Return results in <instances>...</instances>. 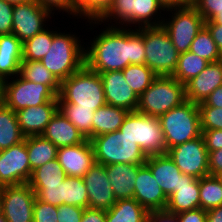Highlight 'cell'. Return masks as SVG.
I'll use <instances>...</instances> for the list:
<instances>
[{
  "instance_id": "1",
  "label": "cell",
  "mask_w": 222,
  "mask_h": 222,
  "mask_svg": "<svg viewBox=\"0 0 222 222\" xmlns=\"http://www.w3.org/2000/svg\"><path fill=\"white\" fill-rule=\"evenodd\" d=\"M135 29L106 27L93 38L91 47H86L85 65L94 72L104 73L122 71L130 64H145L143 27Z\"/></svg>"
},
{
  "instance_id": "2",
  "label": "cell",
  "mask_w": 222,
  "mask_h": 222,
  "mask_svg": "<svg viewBox=\"0 0 222 222\" xmlns=\"http://www.w3.org/2000/svg\"><path fill=\"white\" fill-rule=\"evenodd\" d=\"M58 104H75L76 107L91 108L94 111L105 105L104 87L99 73L84 65L62 81Z\"/></svg>"
},
{
  "instance_id": "3",
  "label": "cell",
  "mask_w": 222,
  "mask_h": 222,
  "mask_svg": "<svg viewBox=\"0 0 222 222\" xmlns=\"http://www.w3.org/2000/svg\"><path fill=\"white\" fill-rule=\"evenodd\" d=\"M73 34L53 31V41L47 55L40 61L61 83L85 65V48Z\"/></svg>"
},
{
  "instance_id": "4",
  "label": "cell",
  "mask_w": 222,
  "mask_h": 222,
  "mask_svg": "<svg viewBox=\"0 0 222 222\" xmlns=\"http://www.w3.org/2000/svg\"><path fill=\"white\" fill-rule=\"evenodd\" d=\"M166 150L202 136L197 103L185 101L159 117Z\"/></svg>"
},
{
  "instance_id": "5",
  "label": "cell",
  "mask_w": 222,
  "mask_h": 222,
  "mask_svg": "<svg viewBox=\"0 0 222 222\" xmlns=\"http://www.w3.org/2000/svg\"><path fill=\"white\" fill-rule=\"evenodd\" d=\"M186 101L185 85L172 76H157L138 97L136 111L152 117H160Z\"/></svg>"
},
{
  "instance_id": "6",
  "label": "cell",
  "mask_w": 222,
  "mask_h": 222,
  "mask_svg": "<svg viewBox=\"0 0 222 222\" xmlns=\"http://www.w3.org/2000/svg\"><path fill=\"white\" fill-rule=\"evenodd\" d=\"M90 141L96 163L105 166L117 163L143 165L148 157L135 141L120 130L97 135Z\"/></svg>"
},
{
  "instance_id": "7",
  "label": "cell",
  "mask_w": 222,
  "mask_h": 222,
  "mask_svg": "<svg viewBox=\"0 0 222 222\" xmlns=\"http://www.w3.org/2000/svg\"><path fill=\"white\" fill-rule=\"evenodd\" d=\"M146 50L145 65L157 76H171L176 69L179 52L167 31L161 26L143 27Z\"/></svg>"
},
{
  "instance_id": "8",
  "label": "cell",
  "mask_w": 222,
  "mask_h": 222,
  "mask_svg": "<svg viewBox=\"0 0 222 222\" xmlns=\"http://www.w3.org/2000/svg\"><path fill=\"white\" fill-rule=\"evenodd\" d=\"M119 130L135 141L147 156L166 154V143L158 117L129 112Z\"/></svg>"
},
{
  "instance_id": "9",
  "label": "cell",
  "mask_w": 222,
  "mask_h": 222,
  "mask_svg": "<svg viewBox=\"0 0 222 222\" xmlns=\"http://www.w3.org/2000/svg\"><path fill=\"white\" fill-rule=\"evenodd\" d=\"M166 11L175 12L171 16L172 20H166V22L165 19L163 20L162 27L167 31L179 53L189 51L196 35L204 28L205 19L191 3L182 7L170 8Z\"/></svg>"
},
{
  "instance_id": "10",
  "label": "cell",
  "mask_w": 222,
  "mask_h": 222,
  "mask_svg": "<svg viewBox=\"0 0 222 222\" xmlns=\"http://www.w3.org/2000/svg\"><path fill=\"white\" fill-rule=\"evenodd\" d=\"M15 77L17 79L11 82H8L9 79L5 80L3 99V104L14 112L48 101H58V96L48 86L28 81L19 74Z\"/></svg>"
},
{
  "instance_id": "11",
  "label": "cell",
  "mask_w": 222,
  "mask_h": 222,
  "mask_svg": "<svg viewBox=\"0 0 222 222\" xmlns=\"http://www.w3.org/2000/svg\"><path fill=\"white\" fill-rule=\"evenodd\" d=\"M160 10L165 11L166 9L159 0H114L112 9L100 22L115 18L117 21L119 20L120 24L123 22L121 25L138 24L139 28L161 26L163 19L157 18L156 21L155 17V20L152 21Z\"/></svg>"
},
{
  "instance_id": "12",
  "label": "cell",
  "mask_w": 222,
  "mask_h": 222,
  "mask_svg": "<svg viewBox=\"0 0 222 222\" xmlns=\"http://www.w3.org/2000/svg\"><path fill=\"white\" fill-rule=\"evenodd\" d=\"M35 199L28 183L0 187V210L7 222H33Z\"/></svg>"
},
{
  "instance_id": "13",
  "label": "cell",
  "mask_w": 222,
  "mask_h": 222,
  "mask_svg": "<svg viewBox=\"0 0 222 222\" xmlns=\"http://www.w3.org/2000/svg\"><path fill=\"white\" fill-rule=\"evenodd\" d=\"M167 154L184 174L198 179L210 175L209 152L202 136L170 148Z\"/></svg>"
},
{
  "instance_id": "14",
  "label": "cell",
  "mask_w": 222,
  "mask_h": 222,
  "mask_svg": "<svg viewBox=\"0 0 222 222\" xmlns=\"http://www.w3.org/2000/svg\"><path fill=\"white\" fill-rule=\"evenodd\" d=\"M31 175L26 137L18 144L0 150V187L28 183Z\"/></svg>"
},
{
  "instance_id": "15",
  "label": "cell",
  "mask_w": 222,
  "mask_h": 222,
  "mask_svg": "<svg viewBox=\"0 0 222 222\" xmlns=\"http://www.w3.org/2000/svg\"><path fill=\"white\" fill-rule=\"evenodd\" d=\"M51 13L35 0L14 5L12 33L24 43L42 32Z\"/></svg>"
},
{
  "instance_id": "16",
  "label": "cell",
  "mask_w": 222,
  "mask_h": 222,
  "mask_svg": "<svg viewBox=\"0 0 222 222\" xmlns=\"http://www.w3.org/2000/svg\"><path fill=\"white\" fill-rule=\"evenodd\" d=\"M88 197L89 208L109 210L117 201L106 173L105 165L95 163L82 177Z\"/></svg>"
},
{
  "instance_id": "17",
  "label": "cell",
  "mask_w": 222,
  "mask_h": 222,
  "mask_svg": "<svg viewBox=\"0 0 222 222\" xmlns=\"http://www.w3.org/2000/svg\"><path fill=\"white\" fill-rule=\"evenodd\" d=\"M57 160L66 176L83 177L96 163L93 145L90 140L72 146L60 147Z\"/></svg>"
},
{
  "instance_id": "18",
  "label": "cell",
  "mask_w": 222,
  "mask_h": 222,
  "mask_svg": "<svg viewBox=\"0 0 222 222\" xmlns=\"http://www.w3.org/2000/svg\"><path fill=\"white\" fill-rule=\"evenodd\" d=\"M135 180L133 198L141 206L147 211L166 209L168 198L146 164L139 167Z\"/></svg>"
},
{
  "instance_id": "19",
  "label": "cell",
  "mask_w": 222,
  "mask_h": 222,
  "mask_svg": "<svg viewBox=\"0 0 222 222\" xmlns=\"http://www.w3.org/2000/svg\"><path fill=\"white\" fill-rule=\"evenodd\" d=\"M99 75L103 82L106 104L129 112L136 111L138 96L126 82L122 71H109Z\"/></svg>"
},
{
  "instance_id": "20",
  "label": "cell",
  "mask_w": 222,
  "mask_h": 222,
  "mask_svg": "<svg viewBox=\"0 0 222 222\" xmlns=\"http://www.w3.org/2000/svg\"><path fill=\"white\" fill-rule=\"evenodd\" d=\"M219 86H222V60L210 62L200 74L185 84V98L199 104Z\"/></svg>"
},
{
  "instance_id": "21",
  "label": "cell",
  "mask_w": 222,
  "mask_h": 222,
  "mask_svg": "<svg viewBox=\"0 0 222 222\" xmlns=\"http://www.w3.org/2000/svg\"><path fill=\"white\" fill-rule=\"evenodd\" d=\"M58 111V101H48L39 106H31L16 112L22 134L27 136L41 135L47 124Z\"/></svg>"
},
{
  "instance_id": "22",
  "label": "cell",
  "mask_w": 222,
  "mask_h": 222,
  "mask_svg": "<svg viewBox=\"0 0 222 222\" xmlns=\"http://www.w3.org/2000/svg\"><path fill=\"white\" fill-rule=\"evenodd\" d=\"M145 164L150 168L156 182L167 198L173 192L178 191L181 185L182 172L167 153L150 155Z\"/></svg>"
},
{
  "instance_id": "23",
  "label": "cell",
  "mask_w": 222,
  "mask_h": 222,
  "mask_svg": "<svg viewBox=\"0 0 222 222\" xmlns=\"http://www.w3.org/2000/svg\"><path fill=\"white\" fill-rule=\"evenodd\" d=\"M198 208H200L199 179L182 173L181 185L178 191L168 197L166 210L179 214Z\"/></svg>"
},
{
  "instance_id": "24",
  "label": "cell",
  "mask_w": 222,
  "mask_h": 222,
  "mask_svg": "<svg viewBox=\"0 0 222 222\" xmlns=\"http://www.w3.org/2000/svg\"><path fill=\"white\" fill-rule=\"evenodd\" d=\"M58 148L80 144L86 140L84 135L59 110L41 134Z\"/></svg>"
},
{
  "instance_id": "25",
  "label": "cell",
  "mask_w": 222,
  "mask_h": 222,
  "mask_svg": "<svg viewBox=\"0 0 222 222\" xmlns=\"http://www.w3.org/2000/svg\"><path fill=\"white\" fill-rule=\"evenodd\" d=\"M141 165L117 163L106 165V173L113 190V194L118 199L133 198L134 184L138 169Z\"/></svg>"
},
{
  "instance_id": "26",
  "label": "cell",
  "mask_w": 222,
  "mask_h": 222,
  "mask_svg": "<svg viewBox=\"0 0 222 222\" xmlns=\"http://www.w3.org/2000/svg\"><path fill=\"white\" fill-rule=\"evenodd\" d=\"M22 61L23 43L13 33L0 35V76L14 79Z\"/></svg>"
},
{
  "instance_id": "27",
  "label": "cell",
  "mask_w": 222,
  "mask_h": 222,
  "mask_svg": "<svg viewBox=\"0 0 222 222\" xmlns=\"http://www.w3.org/2000/svg\"><path fill=\"white\" fill-rule=\"evenodd\" d=\"M128 113L126 109L109 104L98 108L93 114L92 138L119 130Z\"/></svg>"
},
{
  "instance_id": "28",
  "label": "cell",
  "mask_w": 222,
  "mask_h": 222,
  "mask_svg": "<svg viewBox=\"0 0 222 222\" xmlns=\"http://www.w3.org/2000/svg\"><path fill=\"white\" fill-rule=\"evenodd\" d=\"M147 213L134 198L118 199L106 211V222H146Z\"/></svg>"
},
{
  "instance_id": "29",
  "label": "cell",
  "mask_w": 222,
  "mask_h": 222,
  "mask_svg": "<svg viewBox=\"0 0 222 222\" xmlns=\"http://www.w3.org/2000/svg\"><path fill=\"white\" fill-rule=\"evenodd\" d=\"M26 147L31 172L57 158L58 147L42 135L27 136Z\"/></svg>"
},
{
  "instance_id": "30",
  "label": "cell",
  "mask_w": 222,
  "mask_h": 222,
  "mask_svg": "<svg viewBox=\"0 0 222 222\" xmlns=\"http://www.w3.org/2000/svg\"><path fill=\"white\" fill-rule=\"evenodd\" d=\"M16 112L0 104V150L8 149L24 140Z\"/></svg>"
},
{
  "instance_id": "31",
  "label": "cell",
  "mask_w": 222,
  "mask_h": 222,
  "mask_svg": "<svg viewBox=\"0 0 222 222\" xmlns=\"http://www.w3.org/2000/svg\"><path fill=\"white\" fill-rule=\"evenodd\" d=\"M19 75L28 81L48 86L58 96L61 83L40 61H22Z\"/></svg>"
},
{
  "instance_id": "32",
  "label": "cell",
  "mask_w": 222,
  "mask_h": 222,
  "mask_svg": "<svg viewBox=\"0 0 222 222\" xmlns=\"http://www.w3.org/2000/svg\"><path fill=\"white\" fill-rule=\"evenodd\" d=\"M209 63L206 59L197 56L191 51L180 53L176 69L171 76L185 85L200 74Z\"/></svg>"
},
{
  "instance_id": "33",
  "label": "cell",
  "mask_w": 222,
  "mask_h": 222,
  "mask_svg": "<svg viewBox=\"0 0 222 222\" xmlns=\"http://www.w3.org/2000/svg\"><path fill=\"white\" fill-rule=\"evenodd\" d=\"M58 110L84 135L92 139V122L94 110L85 107H76L75 104H58Z\"/></svg>"
},
{
  "instance_id": "34",
  "label": "cell",
  "mask_w": 222,
  "mask_h": 222,
  "mask_svg": "<svg viewBox=\"0 0 222 222\" xmlns=\"http://www.w3.org/2000/svg\"><path fill=\"white\" fill-rule=\"evenodd\" d=\"M200 208L210 210L222 205V182L218 176L199 179Z\"/></svg>"
},
{
  "instance_id": "35",
  "label": "cell",
  "mask_w": 222,
  "mask_h": 222,
  "mask_svg": "<svg viewBox=\"0 0 222 222\" xmlns=\"http://www.w3.org/2000/svg\"><path fill=\"white\" fill-rule=\"evenodd\" d=\"M126 82L139 97L157 75L145 64H130L122 70Z\"/></svg>"
},
{
  "instance_id": "36",
  "label": "cell",
  "mask_w": 222,
  "mask_h": 222,
  "mask_svg": "<svg viewBox=\"0 0 222 222\" xmlns=\"http://www.w3.org/2000/svg\"><path fill=\"white\" fill-rule=\"evenodd\" d=\"M53 41V31L44 29L23 43V61H41Z\"/></svg>"
},
{
  "instance_id": "37",
  "label": "cell",
  "mask_w": 222,
  "mask_h": 222,
  "mask_svg": "<svg viewBox=\"0 0 222 222\" xmlns=\"http://www.w3.org/2000/svg\"><path fill=\"white\" fill-rule=\"evenodd\" d=\"M66 177V173L56 158L33 170L28 184L59 185L65 180Z\"/></svg>"
},
{
  "instance_id": "38",
  "label": "cell",
  "mask_w": 222,
  "mask_h": 222,
  "mask_svg": "<svg viewBox=\"0 0 222 222\" xmlns=\"http://www.w3.org/2000/svg\"><path fill=\"white\" fill-rule=\"evenodd\" d=\"M89 197L82 177L67 176L63 181V204L87 208Z\"/></svg>"
},
{
  "instance_id": "39",
  "label": "cell",
  "mask_w": 222,
  "mask_h": 222,
  "mask_svg": "<svg viewBox=\"0 0 222 222\" xmlns=\"http://www.w3.org/2000/svg\"><path fill=\"white\" fill-rule=\"evenodd\" d=\"M189 51L206 59L208 62H217L222 60V54L218 50L215 41L212 39L210 32L205 26L196 35L190 45Z\"/></svg>"
},
{
  "instance_id": "40",
  "label": "cell",
  "mask_w": 222,
  "mask_h": 222,
  "mask_svg": "<svg viewBox=\"0 0 222 222\" xmlns=\"http://www.w3.org/2000/svg\"><path fill=\"white\" fill-rule=\"evenodd\" d=\"M114 0H75L76 16L99 23L112 9Z\"/></svg>"
},
{
  "instance_id": "41",
  "label": "cell",
  "mask_w": 222,
  "mask_h": 222,
  "mask_svg": "<svg viewBox=\"0 0 222 222\" xmlns=\"http://www.w3.org/2000/svg\"><path fill=\"white\" fill-rule=\"evenodd\" d=\"M35 192L36 198L53 206L63 204V182L59 185H29Z\"/></svg>"
},
{
  "instance_id": "42",
  "label": "cell",
  "mask_w": 222,
  "mask_h": 222,
  "mask_svg": "<svg viewBox=\"0 0 222 222\" xmlns=\"http://www.w3.org/2000/svg\"><path fill=\"white\" fill-rule=\"evenodd\" d=\"M201 130H222V109L214 106H198Z\"/></svg>"
},
{
  "instance_id": "43",
  "label": "cell",
  "mask_w": 222,
  "mask_h": 222,
  "mask_svg": "<svg viewBox=\"0 0 222 222\" xmlns=\"http://www.w3.org/2000/svg\"><path fill=\"white\" fill-rule=\"evenodd\" d=\"M57 207L35 199L33 222H57Z\"/></svg>"
},
{
  "instance_id": "44",
  "label": "cell",
  "mask_w": 222,
  "mask_h": 222,
  "mask_svg": "<svg viewBox=\"0 0 222 222\" xmlns=\"http://www.w3.org/2000/svg\"><path fill=\"white\" fill-rule=\"evenodd\" d=\"M191 4L205 21L212 20L222 9V0H193Z\"/></svg>"
},
{
  "instance_id": "45",
  "label": "cell",
  "mask_w": 222,
  "mask_h": 222,
  "mask_svg": "<svg viewBox=\"0 0 222 222\" xmlns=\"http://www.w3.org/2000/svg\"><path fill=\"white\" fill-rule=\"evenodd\" d=\"M14 5L0 0V35L11 34Z\"/></svg>"
},
{
  "instance_id": "46",
  "label": "cell",
  "mask_w": 222,
  "mask_h": 222,
  "mask_svg": "<svg viewBox=\"0 0 222 222\" xmlns=\"http://www.w3.org/2000/svg\"><path fill=\"white\" fill-rule=\"evenodd\" d=\"M84 208L74 205H60L57 207V222H81Z\"/></svg>"
},
{
  "instance_id": "47",
  "label": "cell",
  "mask_w": 222,
  "mask_h": 222,
  "mask_svg": "<svg viewBox=\"0 0 222 222\" xmlns=\"http://www.w3.org/2000/svg\"><path fill=\"white\" fill-rule=\"evenodd\" d=\"M39 5L44 7L50 13L52 11L60 10L63 12H68L70 15L76 16V7H75V0H35Z\"/></svg>"
},
{
  "instance_id": "48",
  "label": "cell",
  "mask_w": 222,
  "mask_h": 222,
  "mask_svg": "<svg viewBox=\"0 0 222 222\" xmlns=\"http://www.w3.org/2000/svg\"><path fill=\"white\" fill-rule=\"evenodd\" d=\"M202 137L208 152L222 149V130H202Z\"/></svg>"
},
{
  "instance_id": "49",
  "label": "cell",
  "mask_w": 222,
  "mask_h": 222,
  "mask_svg": "<svg viewBox=\"0 0 222 222\" xmlns=\"http://www.w3.org/2000/svg\"><path fill=\"white\" fill-rule=\"evenodd\" d=\"M146 222H179L177 214L165 210L148 211Z\"/></svg>"
},
{
  "instance_id": "50",
  "label": "cell",
  "mask_w": 222,
  "mask_h": 222,
  "mask_svg": "<svg viewBox=\"0 0 222 222\" xmlns=\"http://www.w3.org/2000/svg\"><path fill=\"white\" fill-rule=\"evenodd\" d=\"M209 174L219 176L222 174V149L209 152L208 155Z\"/></svg>"
},
{
  "instance_id": "51",
  "label": "cell",
  "mask_w": 222,
  "mask_h": 222,
  "mask_svg": "<svg viewBox=\"0 0 222 222\" xmlns=\"http://www.w3.org/2000/svg\"><path fill=\"white\" fill-rule=\"evenodd\" d=\"M179 222H206L207 211L202 208L177 214Z\"/></svg>"
},
{
  "instance_id": "52",
  "label": "cell",
  "mask_w": 222,
  "mask_h": 222,
  "mask_svg": "<svg viewBox=\"0 0 222 222\" xmlns=\"http://www.w3.org/2000/svg\"><path fill=\"white\" fill-rule=\"evenodd\" d=\"M81 222H106V211L96 208H84Z\"/></svg>"
},
{
  "instance_id": "53",
  "label": "cell",
  "mask_w": 222,
  "mask_h": 222,
  "mask_svg": "<svg viewBox=\"0 0 222 222\" xmlns=\"http://www.w3.org/2000/svg\"><path fill=\"white\" fill-rule=\"evenodd\" d=\"M205 27L210 32L212 39L215 41L218 50L222 54V24H217L212 20L205 21Z\"/></svg>"
},
{
  "instance_id": "54",
  "label": "cell",
  "mask_w": 222,
  "mask_h": 222,
  "mask_svg": "<svg viewBox=\"0 0 222 222\" xmlns=\"http://www.w3.org/2000/svg\"><path fill=\"white\" fill-rule=\"evenodd\" d=\"M198 106H214L222 109V86L216 88L207 99L199 103Z\"/></svg>"
},
{
  "instance_id": "55",
  "label": "cell",
  "mask_w": 222,
  "mask_h": 222,
  "mask_svg": "<svg viewBox=\"0 0 222 222\" xmlns=\"http://www.w3.org/2000/svg\"><path fill=\"white\" fill-rule=\"evenodd\" d=\"M206 222H222V205L207 211Z\"/></svg>"
},
{
  "instance_id": "56",
  "label": "cell",
  "mask_w": 222,
  "mask_h": 222,
  "mask_svg": "<svg viewBox=\"0 0 222 222\" xmlns=\"http://www.w3.org/2000/svg\"><path fill=\"white\" fill-rule=\"evenodd\" d=\"M159 2L164 6V8H176L188 5L189 2L187 0H159Z\"/></svg>"
},
{
  "instance_id": "57",
  "label": "cell",
  "mask_w": 222,
  "mask_h": 222,
  "mask_svg": "<svg viewBox=\"0 0 222 222\" xmlns=\"http://www.w3.org/2000/svg\"><path fill=\"white\" fill-rule=\"evenodd\" d=\"M4 82L5 80L0 76V104L3 103L4 99Z\"/></svg>"
},
{
  "instance_id": "58",
  "label": "cell",
  "mask_w": 222,
  "mask_h": 222,
  "mask_svg": "<svg viewBox=\"0 0 222 222\" xmlns=\"http://www.w3.org/2000/svg\"><path fill=\"white\" fill-rule=\"evenodd\" d=\"M212 21H214L217 24H222V9L220 10V13H218L213 19Z\"/></svg>"
},
{
  "instance_id": "59",
  "label": "cell",
  "mask_w": 222,
  "mask_h": 222,
  "mask_svg": "<svg viewBox=\"0 0 222 222\" xmlns=\"http://www.w3.org/2000/svg\"><path fill=\"white\" fill-rule=\"evenodd\" d=\"M6 2L12 4V5H18L20 3H25L31 0H5Z\"/></svg>"
},
{
  "instance_id": "60",
  "label": "cell",
  "mask_w": 222,
  "mask_h": 222,
  "mask_svg": "<svg viewBox=\"0 0 222 222\" xmlns=\"http://www.w3.org/2000/svg\"><path fill=\"white\" fill-rule=\"evenodd\" d=\"M0 222H7L5 219V216L3 215V213L0 210Z\"/></svg>"
},
{
  "instance_id": "61",
  "label": "cell",
  "mask_w": 222,
  "mask_h": 222,
  "mask_svg": "<svg viewBox=\"0 0 222 222\" xmlns=\"http://www.w3.org/2000/svg\"><path fill=\"white\" fill-rule=\"evenodd\" d=\"M218 177H219V179H220V180H221V182H222V174H221V175H219Z\"/></svg>"
}]
</instances>
